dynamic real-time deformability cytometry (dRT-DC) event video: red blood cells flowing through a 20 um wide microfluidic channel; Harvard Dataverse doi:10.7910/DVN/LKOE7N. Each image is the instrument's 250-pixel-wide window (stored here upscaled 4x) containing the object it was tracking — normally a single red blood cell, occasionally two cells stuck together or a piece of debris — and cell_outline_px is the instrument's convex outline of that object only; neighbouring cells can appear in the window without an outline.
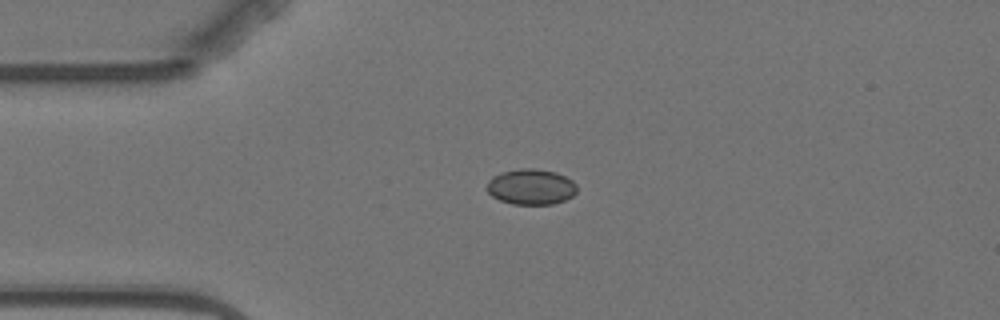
{"species": "Egyptian fruit bat (a non-hibernating species)", "species_latin": "Rousettus aegyptiacus", "temperature_condition": "warm", "stored_images_in_passage": 13, "camera_frame_rate_fps": 3000, "um_per_image_px": 0.085, "animal": {"sex": "female"}, "frame": {"image": 1, "passage_image": 2, "time_ms": 2.0, "image_size_px": [1000, 320], "cell_outline_px": [[576, 192], [572, 196], [564, 200], [552, 204], [512, 204], [500, 200], [492, 196], [484, 188], [488, 180], [492, 176], [500, 172], [520, 168], [532, 168], [556, 172], [572, 180], [576, 184]], "centroid_in_image_um": [45.09, 15.87], "position_along_channel_um": 39.9, "area_um2": 18.84}}
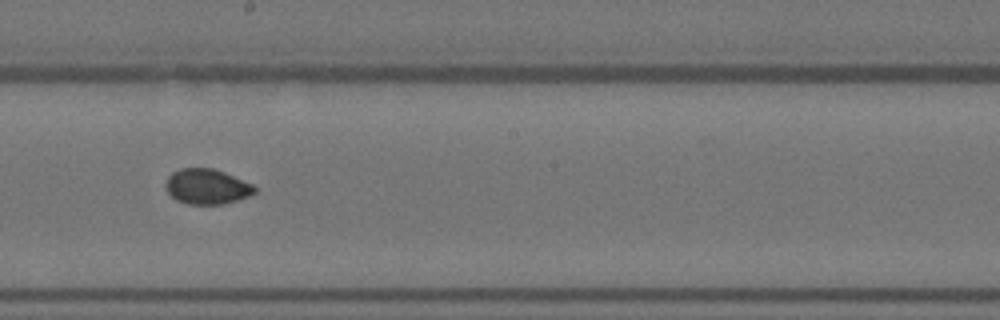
{"frame": {"image": 2, "passage_image": 7, "time_ms": 8.0, "image_size_px": [1000, 320], "cell_outline_px": [[256, 192], [240, 200], [224, 204], [188, 204], [176, 200], [164, 188], [164, 184], [168, 176], [172, 172], [180, 168], [212, 168], [224, 172], [252, 184], [256, 188]], "centroid_in_image_um": [17.56, 15.86], "position_along_channel_um": 230.6, "area_um2": 18.38}}
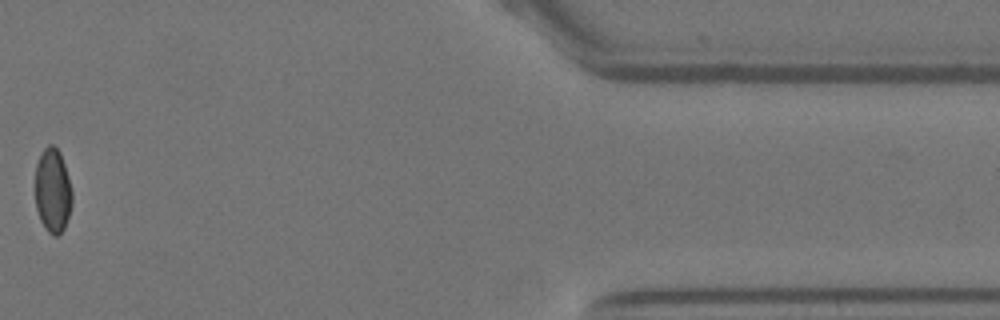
{"frame": {"image": 3, "passage_image": 12, "time_ms": 14.667, "image_size_px": [1000, 320], "cell_outline_px": [[72, 204], [64, 228], [56, 236], [52, 236], [44, 228], [40, 220], [36, 208], [36, 164], [40, 152], [48, 144], [52, 144], [60, 152], [64, 164], [72, 192]], "centroid_in_image_um": [4.47, 16.2], "position_along_channel_um": 406.9, "area_um2": 18.09}}